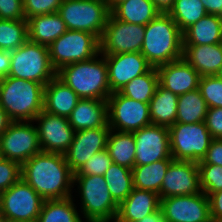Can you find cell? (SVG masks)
<instances>
[{"label":"cell","mask_w":222,"mask_h":222,"mask_svg":"<svg viewBox=\"0 0 222 222\" xmlns=\"http://www.w3.org/2000/svg\"><path fill=\"white\" fill-rule=\"evenodd\" d=\"M208 106L199 89L179 95L176 123H199L205 121Z\"/></svg>","instance_id":"cell-32"},{"label":"cell","mask_w":222,"mask_h":222,"mask_svg":"<svg viewBox=\"0 0 222 222\" xmlns=\"http://www.w3.org/2000/svg\"><path fill=\"white\" fill-rule=\"evenodd\" d=\"M175 0H152L156 8L161 13H168V11L172 8Z\"/></svg>","instance_id":"cell-50"},{"label":"cell","mask_w":222,"mask_h":222,"mask_svg":"<svg viewBox=\"0 0 222 222\" xmlns=\"http://www.w3.org/2000/svg\"><path fill=\"white\" fill-rule=\"evenodd\" d=\"M79 99L68 85L55 76L45 85L43 110L68 118Z\"/></svg>","instance_id":"cell-23"},{"label":"cell","mask_w":222,"mask_h":222,"mask_svg":"<svg viewBox=\"0 0 222 222\" xmlns=\"http://www.w3.org/2000/svg\"><path fill=\"white\" fill-rule=\"evenodd\" d=\"M140 53L154 68L183 58V33L168 13H160L145 26Z\"/></svg>","instance_id":"cell-2"},{"label":"cell","mask_w":222,"mask_h":222,"mask_svg":"<svg viewBox=\"0 0 222 222\" xmlns=\"http://www.w3.org/2000/svg\"><path fill=\"white\" fill-rule=\"evenodd\" d=\"M21 178V165L0 157V193L9 189Z\"/></svg>","instance_id":"cell-41"},{"label":"cell","mask_w":222,"mask_h":222,"mask_svg":"<svg viewBox=\"0 0 222 222\" xmlns=\"http://www.w3.org/2000/svg\"><path fill=\"white\" fill-rule=\"evenodd\" d=\"M32 121L12 122L0 136V155L21 166L41 152L39 136Z\"/></svg>","instance_id":"cell-12"},{"label":"cell","mask_w":222,"mask_h":222,"mask_svg":"<svg viewBox=\"0 0 222 222\" xmlns=\"http://www.w3.org/2000/svg\"><path fill=\"white\" fill-rule=\"evenodd\" d=\"M168 14L183 33L208 13L201 0H175Z\"/></svg>","instance_id":"cell-35"},{"label":"cell","mask_w":222,"mask_h":222,"mask_svg":"<svg viewBox=\"0 0 222 222\" xmlns=\"http://www.w3.org/2000/svg\"><path fill=\"white\" fill-rule=\"evenodd\" d=\"M0 19H25L23 0H0Z\"/></svg>","instance_id":"cell-42"},{"label":"cell","mask_w":222,"mask_h":222,"mask_svg":"<svg viewBox=\"0 0 222 222\" xmlns=\"http://www.w3.org/2000/svg\"><path fill=\"white\" fill-rule=\"evenodd\" d=\"M160 13L152 0H126L110 10V14L120 21L144 26Z\"/></svg>","instance_id":"cell-27"},{"label":"cell","mask_w":222,"mask_h":222,"mask_svg":"<svg viewBox=\"0 0 222 222\" xmlns=\"http://www.w3.org/2000/svg\"><path fill=\"white\" fill-rule=\"evenodd\" d=\"M114 201L120 205L134 189L131 169L113 163L103 175Z\"/></svg>","instance_id":"cell-33"},{"label":"cell","mask_w":222,"mask_h":222,"mask_svg":"<svg viewBox=\"0 0 222 222\" xmlns=\"http://www.w3.org/2000/svg\"><path fill=\"white\" fill-rule=\"evenodd\" d=\"M215 76L218 77L219 79H222V64H221V66H220V68L217 71Z\"/></svg>","instance_id":"cell-52"},{"label":"cell","mask_w":222,"mask_h":222,"mask_svg":"<svg viewBox=\"0 0 222 222\" xmlns=\"http://www.w3.org/2000/svg\"><path fill=\"white\" fill-rule=\"evenodd\" d=\"M137 222H168L164 217L162 210L159 209L145 217H143L140 221Z\"/></svg>","instance_id":"cell-48"},{"label":"cell","mask_w":222,"mask_h":222,"mask_svg":"<svg viewBox=\"0 0 222 222\" xmlns=\"http://www.w3.org/2000/svg\"><path fill=\"white\" fill-rule=\"evenodd\" d=\"M208 14L217 15L222 19V0H201Z\"/></svg>","instance_id":"cell-46"},{"label":"cell","mask_w":222,"mask_h":222,"mask_svg":"<svg viewBox=\"0 0 222 222\" xmlns=\"http://www.w3.org/2000/svg\"><path fill=\"white\" fill-rule=\"evenodd\" d=\"M109 10H111L116 4H119L120 2L126 1V0H106Z\"/></svg>","instance_id":"cell-51"},{"label":"cell","mask_w":222,"mask_h":222,"mask_svg":"<svg viewBox=\"0 0 222 222\" xmlns=\"http://www.w3.org/2000/svg\"><path fill=\"white\" fill-rule=\"evenodd\" d=\"M28 40V22L26 19H0V50L13 51Z\"/></svg>","instance_id":"cell-36"},{"label":"cell","mask_w":222,"mask_h":222,"mask_svg":"<svg viewBox=\"0 0 222 222\" xmlns=\"http://www.w3.org/2000/svg\"><path fill=\"white\" fill-rule=\"evenodd\" d=\"M160 209L159 194L134 188L119 205L116 222H137Z\"/></svg>","instance_id":"cell-21"},{"label":"cell","mask_w":222,"mask_h":222,"mask_svg":"<svg viewBox=\"0 0 222 222\" xmlns=\"http://www.w3.org/2000/svg\"><path fill=\"white\" fill-rule=\"evenodd\" d=\"M56 76L80 99L107 100L112 94L106 60L100 53L90 60L63 66L56 72Z\"/></svg>","instance_id":"cell-3"},{"label":"cell","mask_w":222,"mask_h":222,"mask_svg":"<svg viewBox=\"0 0 222 222\" xmlns=\"http://www.w3.org/2000/svg\"><path fill=\"white\" fill-rule=\"evenodd\" d=\"M159 84L173 94L183 95L198 89L200 75L183 58L157 67Z\"/></svg>","instance_id":"cell-20"},{"label":"cell","mask_w":222,"mask_h":222,"mask_svg":"<svg viewBox=\"0 0 222 222\" xmlns=\"http://www.w3.org/2000/svg\"><path fill=\"white\" fill-rule=\"evenodd\" d=\"M145 26L131 24L114 18L111 14L100 38V54L140 52L144 41Z\"/></svg>","instance_id":"cell-13"},{"label":"cell","mask_w":222,"mask_h":222,"mask_svg":"<svg viewBox=\"0 0 222 222\" xmlns=\"http://www.w3.org/2000/svg\"><path fill=\"white\" fill-rule=\"evenodd\" d=\"M21 177L44 200L72 196L74 173L64 154L41 151L21 166Z\"/></svg>","instance_id":"cell-1"},{"label":"cell","mask_w":222,"mask_h":222,"mask_svg":"<svg viewBox=\"0 0 222 222\" xmlns=\"http://www.w3.org/2000/svg\"><path fill=\"white\" fill-rule=\"evenodd\" d=\"M13 121L6 111L0 106V136L6 131Z\"/></svg>","instance_id":"cell-49"},{"label":"cell","mask_w":222,"mask_h":222,"mask_svg":"<svg viewBox=\"0 0 222 222\" xmlns=\"http://www.w3.org/2000/svg\"><path fill=\"white\" fill-rule=\"evenodd\" d=\"M159 84L157 68L152 67L147 73L135 77L119 92L135 101L149 103Z\"/></svg>","instance_id":"cell-34"},{"label":"cell","mask_w":222,"mask_h":222,"mask_svg":"<svg viewBox=\"0 0 222 222\" xmlns=\"http://www.w3.org/2000/svg\"><path fill=\"white\" fill-rule=\"evenodd\" d=\"M205 124L213 139H222V108H208Z\"/></svg>","instance_id":"cell-43"},{"label":"cell","mask_w":222,"mask_h":222,"mask_svg":"<svg viewBox=\"0 0 222 222\" xmlns=\"http://www.w3.org/2000/svg\"><path fill=\"white\" fill-rule=\"evenodd\" d=\"M63 0H23L25 19L58 12Z\"/></svg>","instance_id":"cell-40"},{"label":"cell","mask_w":222,"mask_h":222,"mask_svg":"<svg viewBox=\"0 0 222 222\" xmlns=\"http://www.w3.org/2000/svg\"><path fill=\"white\" fill-rule=\"evenodd\" d=\"M0 222H8V218L0 212Z\"/></svg>","instance_id":"cell-53"},{"label":"cell","mask_w":222,"mask_h":222,"mask_svg":"<svg viewBox=\"0 0 222 222\" xmlns=\"http://www.w3.org/2000/svg\"><path fill=\"white\" fill-rule=\"evenodd\" d=\"M160 209L168 222H212L209 199L203 191L160 198Z\"/></svg>","instance_id":"cell-14"},{"label":"cell","mask_w":222,"mask_h":222,"mask_svg":"<svg viewBox=\"0 0 222 222\" xmlns=\"http://www.w3.org/2000/svg\"><path fill=\"white\" fill-rule=\"evenodd\" d=\"M8 222H25V221H18V220H8Z\"/></svg>","instance_id":"cell-54"},{"label":"cell","mask_w":222,"mask_h":222,"mask_svg":"<svg viewBox=\"0 0 222 222\" xmlns=\"http://www.w3.org/2000/svg\"><path fill=\"white\" fill-rule=\"evenodd\" d=\"M206 195L209 199L212 222H222V190Z\"/></svg>","instance_id":"cell-45"},{"label":"cell","mask_w":222,"mask_h":222,"mask_svg":"<svg viewBox=\"0 0 222 222\" xmlns=\"http://www.w3.org/2000/svg\"><path fill=\"white\" fill-rule=\"evenodd\" d=\"M111 128L108 123L104 127L84 129L74 133L69 149L64 153L70 170L76 173L81 166L95 153L106 149Z\"/></svg>","instance_id":"cell-18"},{"label":"cell","mask_w":222,"mask_h":222,"mask_svg":"<svg viewBox=\"0 0 222 222\" xmlns=\"http://www.w3.org/2000/svg\"><path fill=\"white\" fill-rule=\"evenodd\" d=\"M170 150L174 160L200 162L212 141L204 121L175 123L169 127Z\"/></svg>","instance_id":"cell-9"},{"label":"cell","mask_w":222,"mask_h":222,"mask_svg":"<svg viewBox=\"0 0 222 222\" xmlns=\"http://www.w3.org/2000/svg\"><path fill=\"white\" fill-rule=\"evenodd\" d=\"M10 70L8 76L34 81L46 85L56 76L49 48L27 40L21 47L10 51Z\"/></svg>","instance_id":"cell-6"},{"label":"cell","mask_w":222,"mask_h":222,"mask_svg":"<svg viewBox=\"0 0 222 222\" xmlns=\"http://www.w3.org/2000/svg\"><path fill=\"white\" fill-rule=\"evenodd\" d=\"M132 133L136 145L135 165L173 159L168 127L150 124Z\"/></svg>","instance_id":"cell-15"},{"label":"cell","mask_w":222,"mask_h":222,"mask_svg":"<svg viewBox=\"0 0 222 222\" xmlns=\"http://www.w3.org/2000/svg\"><path fill=\"white\" fill-rule=\"evenodd\" d=\"M48 48L51 64L58 71L65 65L94 58L100 53V41L89 32L67 30Z\"/></svg>","instance_id":"cell-8"},{"label":"cell","mask_w":222,"mask_h":222,"mask_svg":"<svg viewBox=\"0 0 222 222\" xmlns=\"http://www.w3.org/2000/svg\"><path fill=\"white\" fill-rule=\"evenodd\" d=\"M222 43V19L207 14L183 32V45Z\"/></svg>","instance_id":"cell-26"},{"label":"cell","mask_w":222,"mask_h":222,"mask_svg":"<svg viewBox=\"0 0 222 222\" xmlns=\"http://www.w3.org/2000/svg\"><path fill=\"white\" fill-rule=\"evenodd\" d=\"M112 164L107 149L101 150L90 157L74 175H101L103 176Z\"/></svg>","instance_id":"cell-39"},{"label":"cell","mask_w":222,"mask_h":222,"mask_svg":"<svg viewBox=\"0 0 222 222\" xmlns=\"http://www.w3.org/2000/svg\"><path fill=\"white\" fill-rule=\"evenodd\" d=\"M76 183V184H75ZM80 210L87 222H114L119 205L112 198L105 179L101 175H74L77 185Z\"/></svg>","instance_id":"cell-5"},{"label":"cell","mask_w":222,"mask_h":222,"mask_svg":"<svg viewBox=\"0 0 222 222\" xmlns=\"http://www.w3.org/2000/svg\"><path fill=\"white\" fill-rule=\"evenodd\" d=\"M10 52L0 50V81L8 76L10 70Z\"/></svg>","instance_id":"cell-47"},{"label":"cell","mask_w":222,"mask_h":222,"mask_svg":"<svg viewBox=\"0 0 222 222\" xmlns=\"http://www.w3.org/2000/svg\"><path fill=\"white\" fill-rule=\"evenodd\" d=\"M68 121L75 132L104 127L108 123L107 100L79 99Z\"/></svg>","instance_id":"cell-22"},{"label":"cell","mask_w":222,"mask_h":222,"mask_svg":"<svg viewBox=\"0 0 222 222\" xmlns=\"http://www.w3.org/2000/svg\"><path fill=\"white\" fill-rule=\"evenodd\" d=\"M108 125L118 132L132 133L152 124L149 103L135 101L113 92L107 99Z\"/></svg>","instance_id":"cell-10"},{"label":"cell","mask_w":222,"mask_h":222,"mask_svg":"<svg viewBox=\"0 0 222 222\" xmlns=\"http://www.w3.org/2000/svg\"><path fill=\"white\" fill-rule=\"evenodd\" d=\"M44 199L22 177L0 193V212L8 220L36 222Z\"/></svg>","instance_id":"cell-11"},{"label":"cell","mask_w":222,"mask_h":222,"mask_svg":"<svg viewBox=\"0 0 222 222\" xmlns=\"http://www.w3.org/2000/svg\"><path fill=\"white\" fill-rule=\"evenodd\" d=\"M37 128L39 144L44 152L64 154L73 141L74 129L71 127L68 118L50 114L42 111L33 123Z\"/></svg>","instance_id":"cell-16"},{"label":"cell","mask_w":222,"mask_h":222,"mask_svg":"<svg viewBox=\"0 0 222 222\" xmlns=\"http://www.w3.org/2000/svg\"><path fill=\"white\" fill-rule=\"evenodd\" d=\"M58 14L67 30L86 31L100 40L110 10L106 0H63Z\"/></svg>","instance_id":"cell-7"},{"label":"cell","mask_w":222,"mask_h":222,"mask_svg":"<svg viewBox=\"0 0 222 222\" xmlns=\"http://www.w3.org/2000/svg\"><path fill=\"white\" fill-rule=\"evenodd\" d=\"M27 22L28 40L48 47L67 31L58 12L34 16Z\"/></svg>","instance_id":"cell-25"},{"label":"cell","mask_w":222,"mask_h":222,"mask_svg":"<svg viewBox=\"0 0 222 222\" xmlns=\"http://www.w3.org/2000/svg\"><path fill=\"white\" fill-rule=\"evenodd\" d=\"M106 149L113 163L132 169L135 166V139L133 133L110 131Z\"/></svg>","instance_id":"cell-30"},{"label":"cell","mask_w":222,"mask_h":222,"mask_svg":"<svg viewBox=\"0 0 222 222\" xmlns=\"http://www.w3.org/2000/svg\"><path fill=\"white\" fill-rule=\"evenodd\" d=\"M185 59L202 76L216 75L222 64V43L183 45Z\"/></svg>","instance_id":"cell-24"},{"label":"cell","mask_w":222,"mask_h":222,"mask_svg":"<svg viewBox=\"0 0 222 222\" xmlns=\"http://www.w3.org/2000/svg\"><path fill=\"white\" fill-rule=\"evenodd\" d=\"M173 160L163 159L150 164L135 165L131 169L134 188L159 194L166 171Z\"/></svg>","instance_id":"cell-29"},{"label":"cell","mask_w":222,"mask_h":222,"mask_svg":"<svg viewBox=\"0 0 222 222\" xmlns=\"http://www.w3.org/2000/svg\"><path fill=\"white\" fill-rule=\"evenodd\" d=\"M200 187L205 194L222 190V166L198 164Z\"/></svg>","instance_id":"cell-38"},{"label":"cell","mask_w":222,"mask_h":222,"mask_svg":"<svg viewBox=\"0 0 222 222\" xmlns=\"http://www.w3.org/2000/svg\"><path fill=\"white\" fill-rule=\"evenodd\" d=\"M45 85L6 76L0 81V106L13 122L32 121L43 111Z\"/></svg>","instance_id":"cell-4"},{"label":"cell","mask_w":222,"mask_h":222,"mask_svg":"<svg viewBox=\"0 0 222 222\" xmlns=\"http://www.w3.org/2000/svg\"><path fill=\"white\" fill-rule=\"evenodd\" d=\"M72 197L44 200L36 222H83Z\"/></svg>","instance_id":"cell-31"},{"label":"cell","mask_w":222,"mask_h":222,"mask_svg":"<svg viewBox=\"0 0 222 222\" xmlns=\"http://www.w3.org/2000/svg\"><path fill=\"white\" fill-rule=\"evenodd\" d=\"M198 164L222 166V139H212L205 157Z\"/></svg>","instance_id":"cell-44"},{"label":"cell","mask_w":222,"mask_h":222,"mask_svg":"<svg viewBox=\"0 0 222 222\" xmlns=\"http://www.w3.org/2000/svg\"><path fill=\"white\" fill-rule=\"evenodd\" d=\"M198 89L208 108H222V79L215 75L202 76L199 80Z\"/></svg>","instance_id":"cell-37"},{"label":"cell","mask_w":222,"mask_h":222,"mask_svg":"<svg viewBox=\"0 0 222 222\" xmlns=\"http://www.w3.org/2000/svg\"><path fill=\"white\" fill-rule=\"evenodd\" d=\"M111 92L120 91L135 77L147 73L152 66L140 52L104 55Z\"/></svg>","instance_id":"cell-19"},{"label":"cell","mask_w":222,"mask_h":222,"mask_svg":"<svg viewBox=\"0 0 222 222\" xmlns=\"http://www.w3.org/2000/svg\"><path fill=\"white\" fill-rule=\"evenodd\" d=\"M178 95L157 85L154 96L149 102V114L152 124L170 127L176 123Z\"/></svg>","instance_id":"cell-28"},{"label":"cell","mask_w":222,"mask_h":222,"mask_svg":"<svg viewBox=\"0 0 222 222\" xmlns=\"http://www.w3.org/2000/svg\"><path fill=\"white\" fill-rule=\"evenodd\" d=\"M198 162L173 160L164 176L159 197L201 193Z\"/></svg>","instance_id":"cell-17"}]
</instances>
